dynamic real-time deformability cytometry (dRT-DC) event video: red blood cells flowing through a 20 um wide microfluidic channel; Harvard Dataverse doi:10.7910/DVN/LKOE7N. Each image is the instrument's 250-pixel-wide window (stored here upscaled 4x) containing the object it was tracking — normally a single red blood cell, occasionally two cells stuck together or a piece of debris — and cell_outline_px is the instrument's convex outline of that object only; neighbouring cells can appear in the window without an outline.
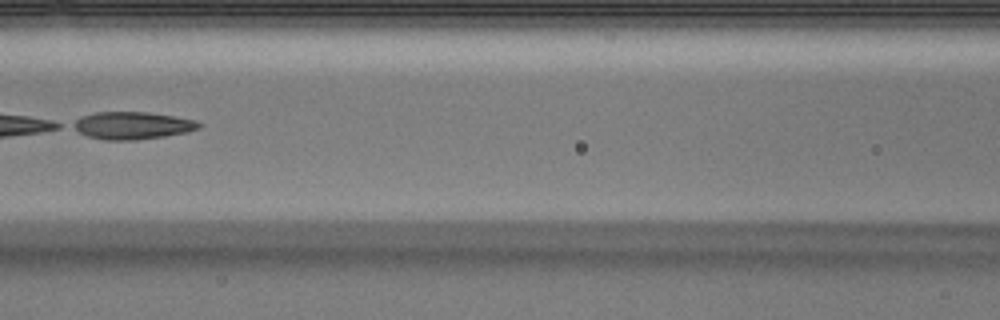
{"species": "Egyptian fruit bat (a non-hibernating species)", "species_latin": "Rousettus aegyptiacus", "temperature_condition": "warm", "stored_images_in_passage": 5, "camera_frame_rate_fps": 3000, "um_per_image_px": 0.085, "animal": {"sex": "male"}, "frame": {"image": 1, "passage_image": 4, "time_ms": 1.0, "image_size_px": [1000, 320], "cell_outline_px": [[204, 124], [200, 128], [188, 132], [164, 136], [136, 140], [104, 140], [88, 136], [72, 128], [68, 124], [80, 116], [96, 112], [148, 112], [196, 120]], "centroid_in_image_um": [11.22, 10.66], "position_along_channel_um": 155.4, "area_um2": 20.35}}
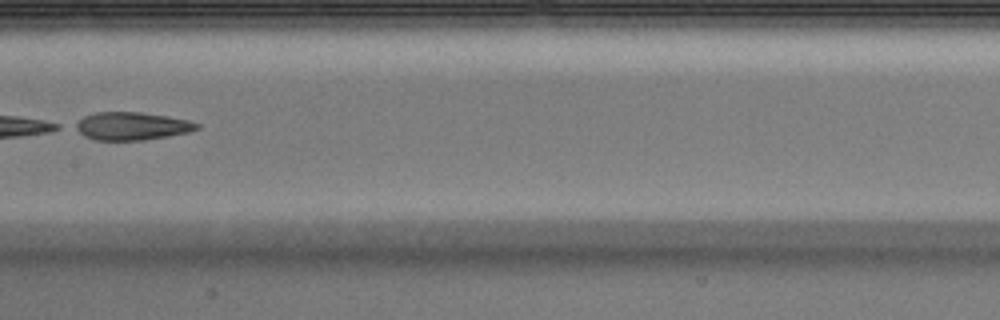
{"frame": {"image": 2, "passage_image": 5, "time_ms": 1.333, "image_size_px": [1000, 320], "cell_outline_px": [[200, 128], [188, 132], [168, 136], [144, 140], [96, 140], [84, 136], [72, 128], [72, 124], [84, 116], [96, 112], [140, 112], [168, 116], [188, 120], [200, 124]], "centroid_in_image_um": [11.15, 10.71], "position_along_channel_um": 196.2, "area_um2": 19.94}}